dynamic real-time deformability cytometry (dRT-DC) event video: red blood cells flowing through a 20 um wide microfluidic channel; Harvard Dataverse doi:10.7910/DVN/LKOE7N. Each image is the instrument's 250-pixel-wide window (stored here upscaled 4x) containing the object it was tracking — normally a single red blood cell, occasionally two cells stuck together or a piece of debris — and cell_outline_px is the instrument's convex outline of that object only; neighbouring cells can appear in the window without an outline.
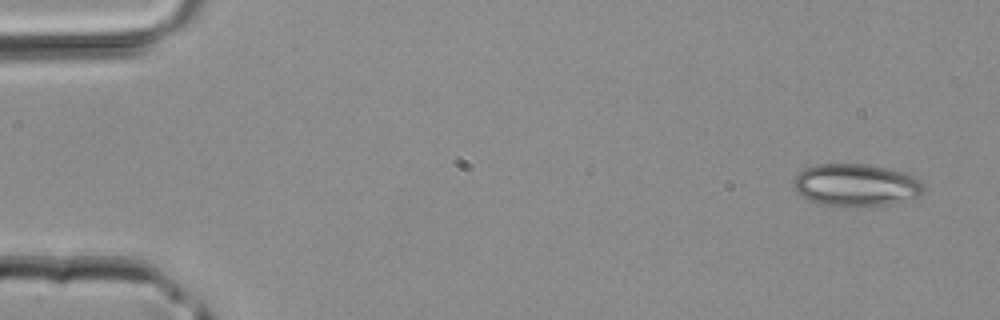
{"species": "common noctule bat (a hibernating species)", "species_latin": "Nyctalus noctula", "temperature_condition": "room temperature", "stored_images_in_passage": 3, "camera_frame_rate_fps": 3000, "um_per_image_px": 0.085, "animal": {"sex": "male", "body_mass_g": 20.4}, "frame": {"image": 1, "passage_image": 1, "time_ms": 0.0, "image_size_px": [1000, 320], "cell_outline_px": [[924, 192], [916, 200], [888, 204], [820, 204], [796, 192], [792, 184], [792, 180], [804, 168], [816, 164], [872, 164], [904, 172], [920, 180], [924, 188]], "centroid_in_image_um": [72.8, 15.69], "position_along_channel_um": 12.2, "area_um2": 31.85}}